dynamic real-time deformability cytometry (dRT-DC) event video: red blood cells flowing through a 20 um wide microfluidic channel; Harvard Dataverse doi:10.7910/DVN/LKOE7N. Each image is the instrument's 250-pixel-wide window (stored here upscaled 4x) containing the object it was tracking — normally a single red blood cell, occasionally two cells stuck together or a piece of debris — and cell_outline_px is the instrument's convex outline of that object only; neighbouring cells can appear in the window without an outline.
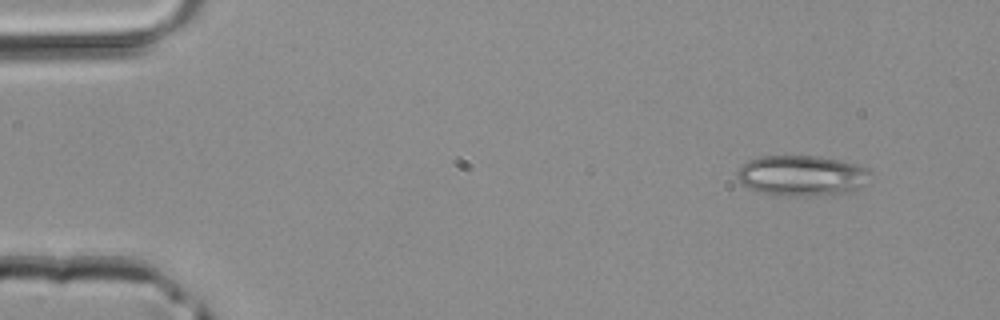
{"species": "common noctule bat (a hibernating species)", "species_latin": "Nyctalus noctula", "temperature_condition": "room temperature", "stored_images_in_passage": 3, "camera_frame_rate_fps": 3000, "um_per_image_px": 0.085, "animal": {"sex": "male", "body_mass_g": 20.4}, "frame": {"image": 1, "passage_image": 3, "time_ms": 0.667, "image_size_px": [1000, 320], "cell_outline_px": [[872, 172], [864, 184], [856, 192], [808, 196], [776, 196], [748, 188], [736, 176], [736, 172], [740, 164], [748, 160], [760, 156], [820, 156], [840, 160], [856, 164], [868, 168]], "centroid_in_image_um": [68.16, 14.93], "position_along_channel_um": 16.8, "area_um2": 31.96}}